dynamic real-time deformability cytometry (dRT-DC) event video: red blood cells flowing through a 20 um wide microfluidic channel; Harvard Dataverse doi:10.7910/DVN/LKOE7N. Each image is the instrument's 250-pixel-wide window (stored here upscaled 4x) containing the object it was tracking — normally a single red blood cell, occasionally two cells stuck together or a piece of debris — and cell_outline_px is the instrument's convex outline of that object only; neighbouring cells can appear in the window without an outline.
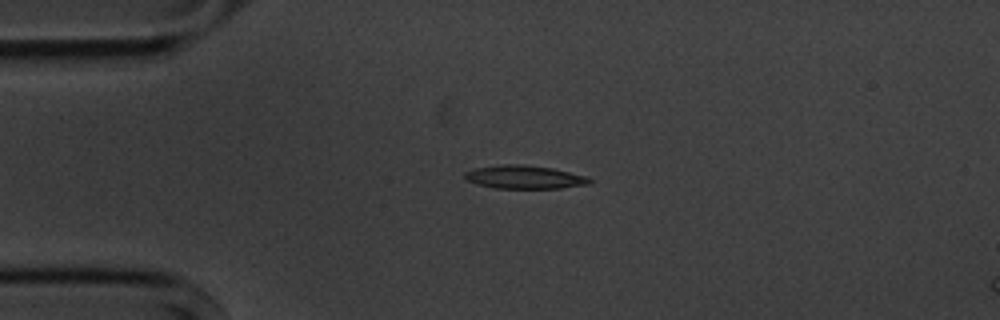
{"species": "common noctule bat (a hibernating species)", "species_latin": "Nyctalus noctula", "temperature_condition": "cold", "stored_images_in_passage": 6, "segment_of_instrument_passage": [1, 2], "camera_frame_rate_fps": 3000, "um_per_image_px": 0.085, "animal": {"sex": "male", "body_mass_g": 20.1, "forearm_length_mm": 53.5}, "frame": {"image": 1, "passage_image": 4, "time_ms": 3.667, "image_size_px": [1000, 320], "cell_outline_px": [[592, 180], [588, 184], [560, 188], [496, 188], [476, 184], [464, 180], [464, 172], [476, 168], [500, 164], [520, 164], [552, 168], [588, 176]], "centroid_in_image_um": [44.55, 15.05], "position_along_channel_um": 40.5, "area_um2": 16.99}}